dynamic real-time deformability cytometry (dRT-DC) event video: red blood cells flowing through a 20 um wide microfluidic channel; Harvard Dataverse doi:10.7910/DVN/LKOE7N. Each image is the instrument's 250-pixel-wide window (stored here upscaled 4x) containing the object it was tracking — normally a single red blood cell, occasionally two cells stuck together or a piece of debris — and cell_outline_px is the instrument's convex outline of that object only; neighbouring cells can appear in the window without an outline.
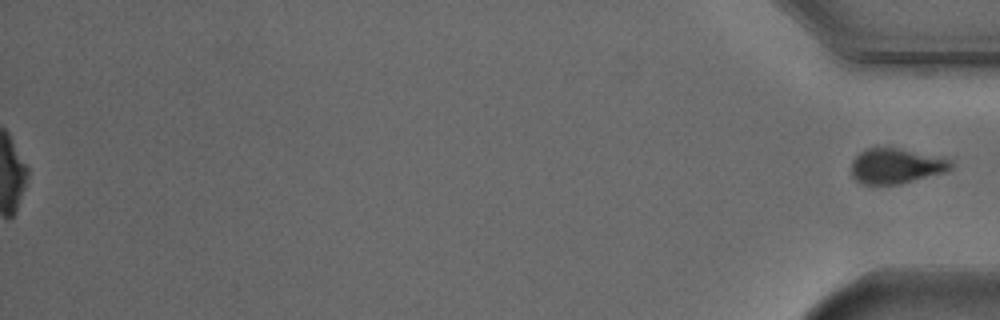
{"species": "Egyptian fruit bat (a non-hibernating species)", "species_latin": "Rousettus aegyptiacus", "temperature_condition": "cold", "stored_images_in_passage": 44, "segment_of_instrument_passage": [2, 2], "camera_frame_rate_fps": 3000, "um_per_image_px": 0.085, "animal": {"sex": "male"}, "frame": {"image": 1, "passage_image": 44, "time_ms": 14.333, "image_size_px": [1000, 320], "cell_outline_px": [[952, 168], [944, 172], [900, 184], [864, 184], [856, 180], [852, 176], [852, 160], [860, 152], [868, 148], [900, 148], [952, 160]], "centroid_in_image_um": [76.15, 14.11], "position_along_channel_um": 359.1, "area_um2": 20.17}}